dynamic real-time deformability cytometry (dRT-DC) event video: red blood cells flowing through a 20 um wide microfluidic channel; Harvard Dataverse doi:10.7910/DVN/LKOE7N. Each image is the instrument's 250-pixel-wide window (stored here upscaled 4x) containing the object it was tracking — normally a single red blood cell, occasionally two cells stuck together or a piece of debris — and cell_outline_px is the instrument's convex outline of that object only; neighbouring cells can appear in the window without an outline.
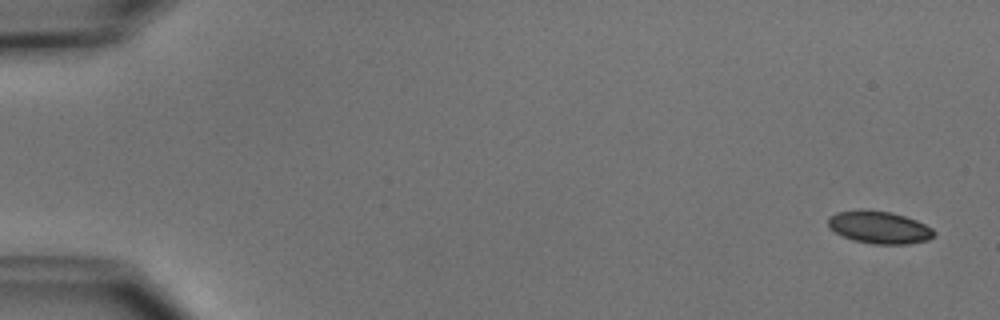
{"species": "common noctule bat (a hibernating species)", "species_latin": "Nyctalus noctula", "temperature_condition": "cold", "stored_images_in_passage": 4, "camera_frame_rate_fps": 3000, "um_per_image_px": 0.085, "animal": {"sex": "male", "body_mass_g": 15.6}, "frame": {"image": 1, "passage_image": 1, "time_ms": 0.0, "image_size_px": [1000, 320], "cell_outline_px": [[936, 232], [928, 240], [908, 244], [872, 244], [852, 240], [840, 236], [828, 224], [828, 216], [836, 212], [892, 212], [916, 220], [932, 228]], "centroid_in_image_um": [74.76, 19.37], "position_along_channel_um": 10.2, "area_um2": 19.48}}